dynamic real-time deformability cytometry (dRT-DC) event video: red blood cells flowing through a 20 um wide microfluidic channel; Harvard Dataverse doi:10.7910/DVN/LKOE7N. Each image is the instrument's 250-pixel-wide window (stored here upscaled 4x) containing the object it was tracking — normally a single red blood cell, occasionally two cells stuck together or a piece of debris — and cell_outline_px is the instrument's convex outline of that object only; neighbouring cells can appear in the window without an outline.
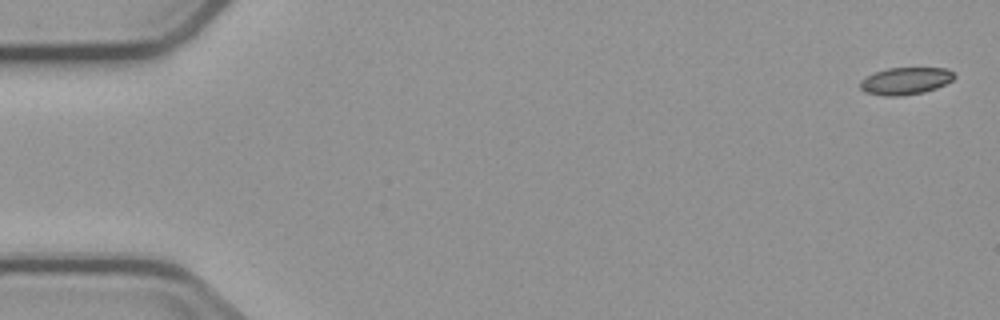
{"species": "common noctule bat (a hibernating species)", "species_latin": "Nyctalus noctula", "temperature_condition": "cold", "stored_images_in_passage": 6, "camera_frame_rate_fps": 3000, "um_per_image_px": 0.085, "animal": {"sex": "male", "body_mass_g": 23.1, "forearm_length_mm": 52.7}, "frame": {"image": 1, "passage_image": 1, "time_ms": 0.0, "image_size_px": [1000, 320], "cell_outline_px": [[956, 76], [952, 80], [936, 88], [924, 92], [900, 96], [888, 96], [864, 92], [860, 88], [860, 80], [876, 72], [888, 68], [948, 68]], "centroid_in_image_um": [76.97, 6.88], "position_along_channel_um": 8.0, "area_um2": 14.8}}